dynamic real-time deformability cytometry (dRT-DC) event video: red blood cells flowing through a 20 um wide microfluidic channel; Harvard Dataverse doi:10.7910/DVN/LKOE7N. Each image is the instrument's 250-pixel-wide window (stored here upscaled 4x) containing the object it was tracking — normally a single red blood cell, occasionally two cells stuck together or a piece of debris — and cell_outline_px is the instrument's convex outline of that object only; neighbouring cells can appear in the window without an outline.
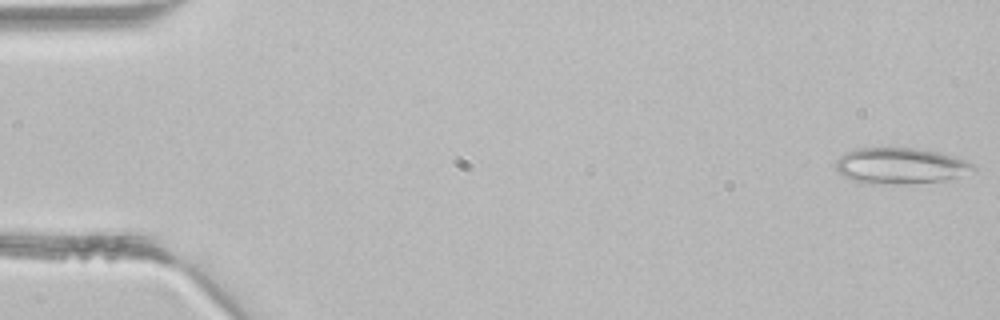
{"species": "common noctule bat (a hibernating species)", "species_latin": "Nyctalus noctula", "temperature_condition": "room temperature", "stored_images_in_passage": 3, "camera_frame_rate_fps": 3000, "um_per_image_px": 0.085, "animal": {"sex": "male", "body_mass_g": 21.5, "forearm_length_mm": 52.0}, "frame": {"image": 1, "passage_image": 3, "time_ms": 0.667, "image_size_px": [1000, 320], "cell_outline_px": [[976, 168], [944, 180], [892, 184], [864, 184], [852, 180], [844, 176], [836, 168], [836, 160], [840, 156], [856, 148], [912, 148], [936, 152], [952, 156], [964, 160], [972, 164]], "centroid_in_image_um": [76.43, 14.09], "position_along_channel_um": 8.6, "area_um2": 28.15}}